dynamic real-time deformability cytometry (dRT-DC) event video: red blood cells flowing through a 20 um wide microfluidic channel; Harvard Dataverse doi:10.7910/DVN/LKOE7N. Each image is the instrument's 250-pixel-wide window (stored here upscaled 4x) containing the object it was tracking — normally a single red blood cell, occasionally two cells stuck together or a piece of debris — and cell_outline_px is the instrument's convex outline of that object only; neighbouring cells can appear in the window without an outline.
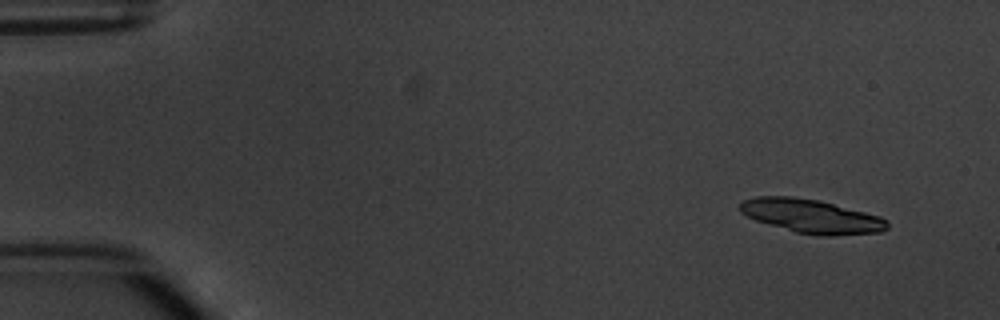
{"species": "common noctule bat (a hibernating species)", "species_latin": "Nyctalus noctula", "temperature_condition": "warm", "stored_images_in_passage": 4, "camera_frame_rate_fps": 3000, "um_per_image_px": 0.085, "animal": {"sex": "male", "body_mass_g": 20.1, "forearm_length_mm": 53.5}, "frame": {"image": 1, "passage_image": 1, "time_ms": 0.0, "image_size_px": [1000, 320], "cell_outline_px": [[888, 228], [880, 232], [832, 236], [816, 236], [796, 232], [756, 220], [740, 212], [740, 204], [744, 200], [756, 196], [792, 196], [820, 200], [880, 216], [888, 220]], "centroid_in_image_um": [69.0, 18.37], "position_along_channel_um": 16.0, "area_um2": 29.02}}